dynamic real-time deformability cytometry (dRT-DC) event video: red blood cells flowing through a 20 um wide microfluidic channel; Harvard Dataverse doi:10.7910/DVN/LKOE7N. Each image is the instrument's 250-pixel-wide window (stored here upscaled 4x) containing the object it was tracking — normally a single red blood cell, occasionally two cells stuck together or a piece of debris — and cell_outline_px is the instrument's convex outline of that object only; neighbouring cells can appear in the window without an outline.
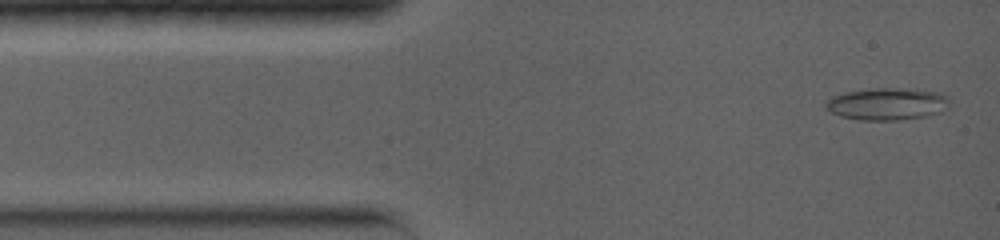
{"species": "common noctule bat (a hibernating species)", "species_latin": "Nyctalus noctula", "temperature_condition": "warm", "stored_images_in_passage": 22, "camera_frame_rate_fps": 5000, "um_per_image_px": 0.085, "animal": {"sex": "female", "body_mass_g": 19.0, "forearm_length_mm": 56.7}, "frame": {"image": 1, "passage_image": 1, "time_ms": 0.0, "image_size_px": [1000, 240], "cell_outline_px": [[948, 100], [940, 112], [928, 116], [896, 120], [860, 120], [840, 116], [824, 108], [824, 100], [832, 96], [844, 92], [876, 88], [904, 88], [940, 92], [948, 96]], "centroid_in_image_um": [75.33, 8.83], "position_along_channel_um": 9.7, "area_um2": 23.24}}
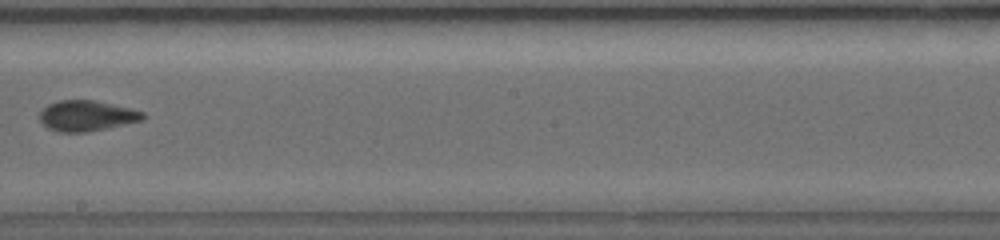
{"frame": {"image": 2, "passage_image": 11, "time_ms": 7.4, "image_size_px": [1000, 240], "cell_outline_px": [[148, 116], [144, 120], [88, 132], [60, 132], [48, 128], [40, 120], [40, 112], [48, 104], [60, 100], [92, 100], [132, 108], [144, 112]], "centroid_in_image_um": [7.42, 9.84], "position_along_channel_um": 240.8, "area_um2": 18.44}}
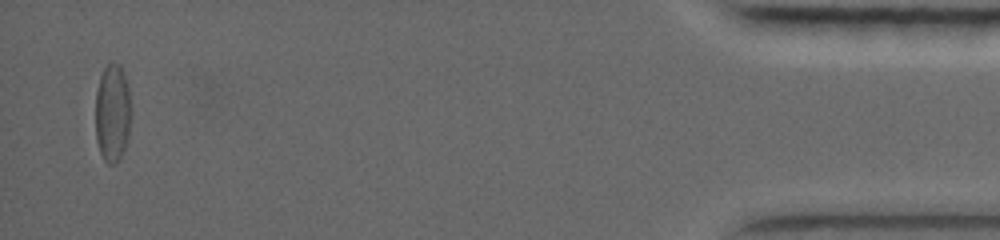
{"frame": {"image": 3, "passage_image": 21, "time_ms": 14.8, "image_size_px": [1000, 240], "cell_outline_px": [[128, 136], [124, 148], [116, 164], [108, 164], [104, 160], [100, 152], [96, 140], [96, 88], [100, 76], [104, 68], [112, 60], [120, 64], [124, 72], [128, 84]], "centroid_in_image_um": [9.52, 9.56], "position_along_channel_um": 425.7, "area_um2": 20.06}}